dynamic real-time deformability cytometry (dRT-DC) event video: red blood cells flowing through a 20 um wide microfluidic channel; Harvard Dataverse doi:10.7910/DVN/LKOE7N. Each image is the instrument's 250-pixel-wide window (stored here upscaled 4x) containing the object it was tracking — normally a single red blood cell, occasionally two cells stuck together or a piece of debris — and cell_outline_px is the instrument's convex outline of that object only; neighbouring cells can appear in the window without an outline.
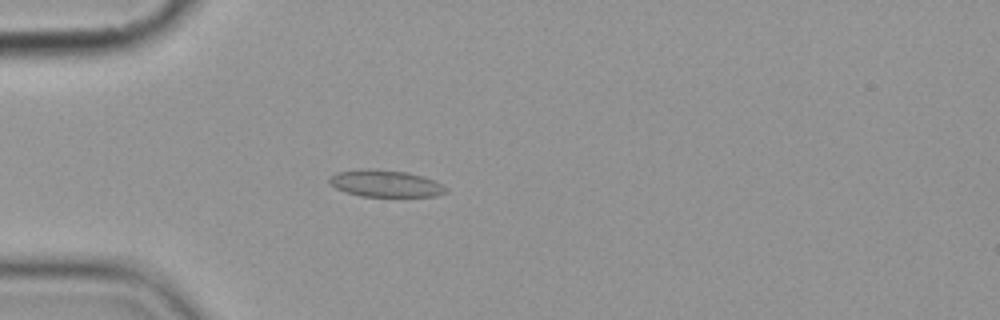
{"species": "common noctule bat (a hibernating species)", "species_latin": "Nyctalus noctula", "temperature_condition": "cold", "stored_images_in_passage": 5, "camera_frame_rate_fps": 3000, "um_per_image_px": 0.085, "animal": {"sex": "female", "body_mass_g": 19.9}, "frame": {"image": 1, "passage_image": 5, "time_ms": 4.667, "image_size_px": [1000, 320], "cell_outline_px": [[448, 192], [436, 196], [360, 196], [336, 188], [328, 180], [328, 176], [336, 172], [360, 168], [376, 168], [408, 172], [432, 180], [448, 188]], "centroid_in_image_um": [32.73, 15.58], "position_along_channel_um": 52.3, "area_um2": 18.32}}